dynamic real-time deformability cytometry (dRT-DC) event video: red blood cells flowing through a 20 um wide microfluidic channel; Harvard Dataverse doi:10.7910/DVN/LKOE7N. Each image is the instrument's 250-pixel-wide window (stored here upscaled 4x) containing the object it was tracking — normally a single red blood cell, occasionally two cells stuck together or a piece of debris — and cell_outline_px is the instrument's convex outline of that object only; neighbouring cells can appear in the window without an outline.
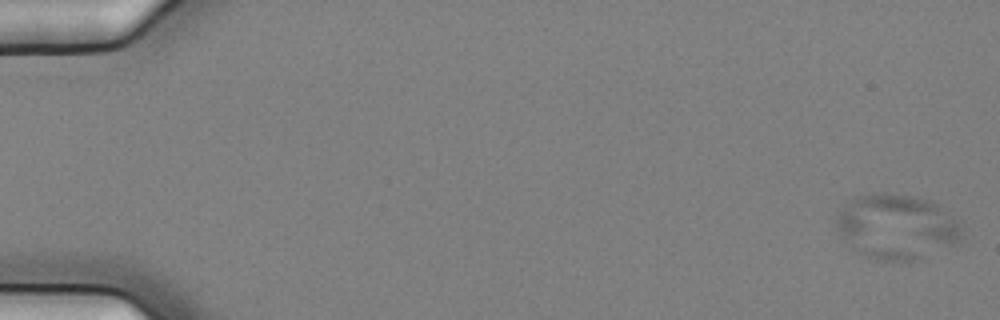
{"species": "common noctule bat (a hibernating species)", "species_latin": "Nyctalus noctula", "temperature_condition": "cold", "stored_images_in_passage": 16, "camera_frame_rate_fps": 3000, "um_per_image_px": 0.085, "animal": {"sex": "female", "body_mass_g": 25.1}, "frame": {"image": 1, "passage_image": 1, "time_ms": 0.0, "image_size_px": [1000, 320], "cell_outline_px": [[964, 236], [960, 240], [920, 260], [876, 260], [852, 252], [840, 236], [836, 228], [836, 220], [840, 212], [856, 196], [872, 192], [884, 192], [912, 196], [928, 200], [936, 204], [956, 220]], "centroid_in_image_um": [76.16, 19.29], "position_along_channel_um": 8.8, "area_um2": 47.51}}
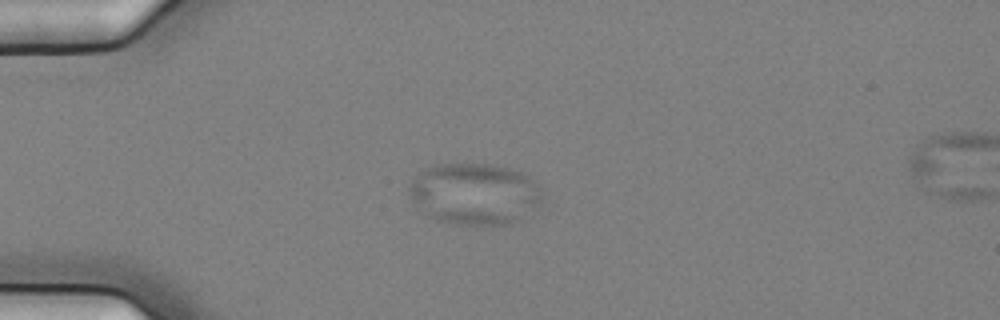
{"frame": {"image": 2, "passage_image": 15, "time_ms": 4.667, "image_size_px": [1000, 320], "cell_outline_px": [[540, 200], [520, 220], [512, 224], [452, 224], [436, 220], [420, 212], [408, 188], [412, 180], [420, 172], [432, 164], [484, 164], [508, 168], [520, 172], [532, 180], [536, 184], [540, 192]], "centroid_in_image_um": [40.27, 16.48], "position_along_channel_um": 44.7, "area_um2": 47.11}}